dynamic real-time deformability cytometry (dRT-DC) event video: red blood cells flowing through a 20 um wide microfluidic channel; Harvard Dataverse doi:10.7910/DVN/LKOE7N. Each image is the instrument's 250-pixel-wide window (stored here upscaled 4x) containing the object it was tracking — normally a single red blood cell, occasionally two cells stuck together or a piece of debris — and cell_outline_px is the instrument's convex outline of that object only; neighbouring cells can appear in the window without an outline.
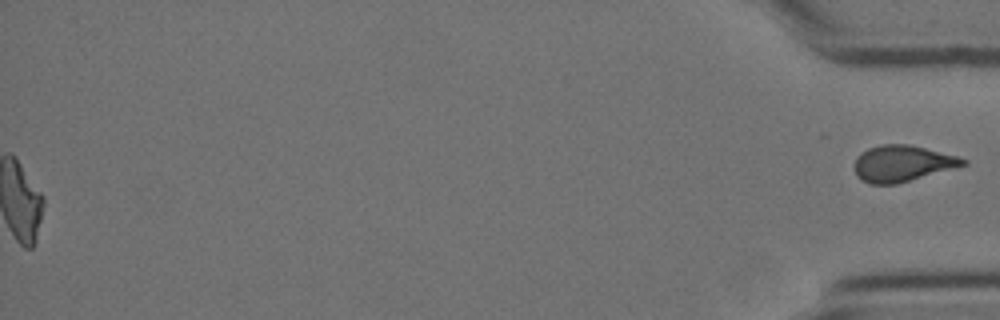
{"species": "Egyptian fruit bat (a non-hibernating species)", "species_latin": "Rousettus aegyptiacus", "temperature_condition": "cold", "stored_images_in_passage": 57, "segment_of_instrument_passage": [2, 2], "camera_frame_rate_fps": 3000, "um_per_image_px": 0.085, "animal": {"sex": "female"}, "frame": {"image": 1, "passage_image": 57, "time_ms": 18.667, "image_size_px": [1000, 320], "cell_outline_px": [[968, 164], [896, 184], [868, 184], [860, 180], [856, 176], [856, 156], [860, 152], [868, 148], [880, 144], [908, 144], [956, 156], [968, 160]], "centroid_in_image_um": [76.66, 13.9], "position_along_channel_um": 358.5, "area_um2": 22.77}}